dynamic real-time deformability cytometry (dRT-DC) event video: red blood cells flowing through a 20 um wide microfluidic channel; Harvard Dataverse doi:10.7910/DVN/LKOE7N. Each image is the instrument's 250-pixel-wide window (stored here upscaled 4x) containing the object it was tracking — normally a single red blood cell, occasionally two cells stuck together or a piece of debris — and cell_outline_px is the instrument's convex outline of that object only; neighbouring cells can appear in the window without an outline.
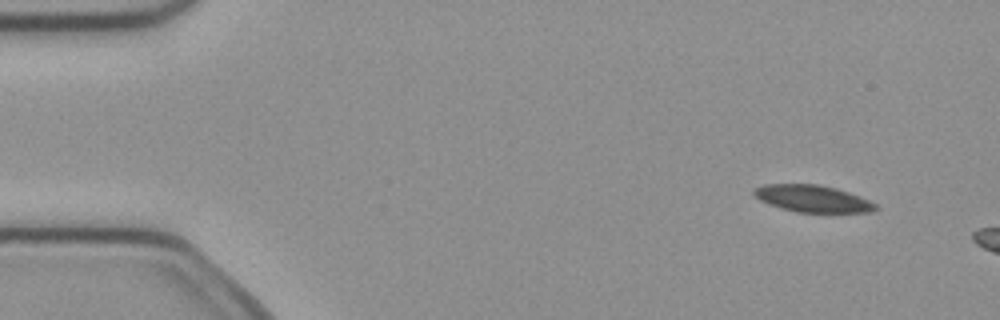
{"species": "common noctule bat (a hibernating species)", "species_latin": "Nyctalus noctula", "temperature_condition": "cold", "stored_images_in_passage": 4, "camera_frame_rate_fps": 3000, "um_per_image_px": 0.085, "animal": {"sex": "female", "body_mass_g": 21.9}, "frame": {"image": 1, "passage_image": 2, "time_ms": 0.333, "image_size_px": [1000, 320], "cell_outline_px": [[880, 208], [872, 212], [796, 212], [780, 208], [768, 204], [760, 200], [752, 192], [752, 188], [764, 184], [816, 184], [836, 188], [848, 192], [868, 200], [876, 204]], "centroid_in_image_um": [69.04, 16.88], "position_along_channel_um": 16.0, "area_um2": 19.13}}